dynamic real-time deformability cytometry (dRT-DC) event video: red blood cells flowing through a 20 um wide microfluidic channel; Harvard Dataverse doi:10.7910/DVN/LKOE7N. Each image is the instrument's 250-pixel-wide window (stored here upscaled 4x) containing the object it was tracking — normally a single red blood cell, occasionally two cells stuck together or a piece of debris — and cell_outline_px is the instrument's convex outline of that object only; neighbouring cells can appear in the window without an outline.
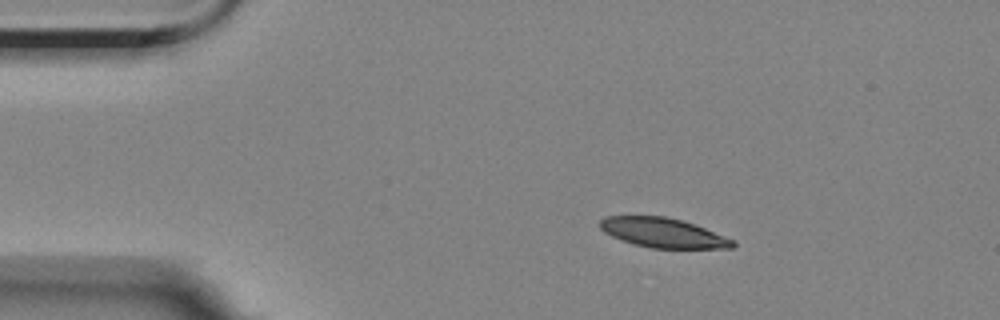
{"species": "Egyptian fruit bat (a non-hibernating species)", "species_latin": "Rousettus aegyptiacus", "temperature_condition": "room temperature", "stored_images_in_passage": 5, "camera_frame_rate_fps": 3000, "um_per_image_px": 0.085, "animal": {"sex": "female"}, "frame": {"image": 1, "passage_image": 3, "time_ms": 2.333, "image_size_px": [1000, 320], "cell_outline_px": [[736, 244], [732, 248], [652, 248], [632, 244], [620, 240], [604, 232], [600, 228], [600, 220], [604, 216], [664, 216], [696, 224], [736, 240]], "centroid_in_image_um": [56.38, 19.79], "position_along_channel_um": 28.6, "area_um2": 23.06}}
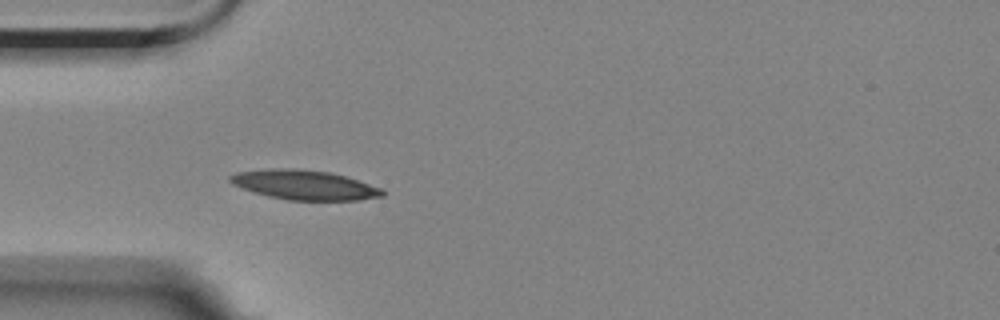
{"frame": {"image": 2, "passage_image": 5, "time_ms": 4.667, "image_size_px": [1000, 320], "cell_outline_px": [[384, 196], [360, 200], [288, 200], [268, 196], [232, 184], [228, 180], [228, 176], [236, 172], [272, 168], [292, 168], [328, 172], [344, 176], [380, 188], [384, 192]], "centroid_in_image_um": [25.84, 15.72], "position_along_channel_um": 59.2, "area_um2": 25.95}}